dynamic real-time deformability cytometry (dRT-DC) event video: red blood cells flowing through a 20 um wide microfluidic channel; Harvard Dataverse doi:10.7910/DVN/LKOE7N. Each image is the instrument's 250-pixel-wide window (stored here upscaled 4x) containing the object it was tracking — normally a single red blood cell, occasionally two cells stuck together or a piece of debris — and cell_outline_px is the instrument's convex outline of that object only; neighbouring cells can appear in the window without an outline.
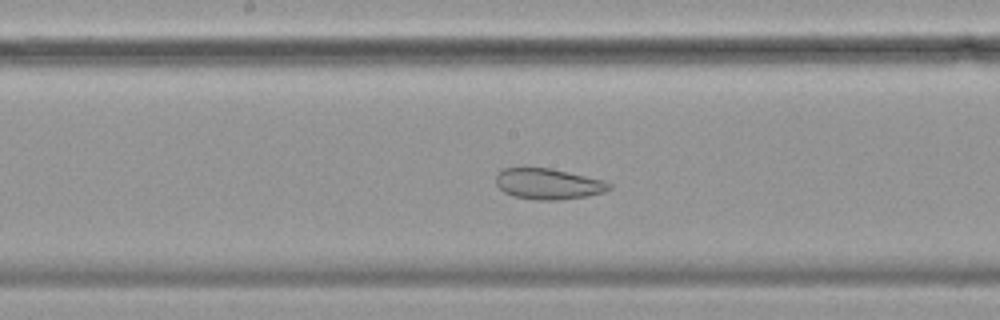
{"species": "common noctule bat (a hibernating species)", "species_latin": "Nyctalus noctula", "temperature_condition": "cold", "stored_images_in_passage": 57, "camera_frame_rate_fps": 3000, "um_per_image_px": 0.085, "animal": {"sex": "female", "body_mass_g": 19.9}, "frame": {"image": 1, "passage_image": 29, "time_ms": 9.333, "image_size_px": [1000, 320], "cell_outline_px": [[612, 188], [604, 192], [588, 196], [556, 200], [532, 200], [512, 196], [504, 192], [496, 184], [496, 176], [504, 168], [548, 168], [568, 172], [604, 180], [612, 184]], "centroid_in_image_um": [46.61, 15.65], "position_along_channel_um": 201.6, "area_um2": 20.35}}
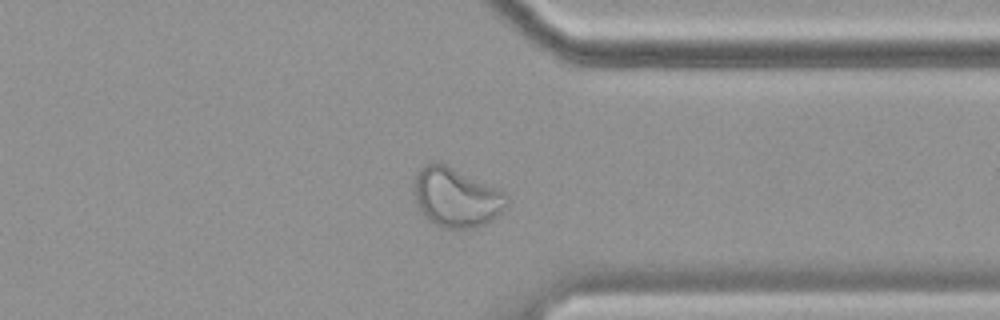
{"frame": {"image": 2, "passage_image": 44, "time_ms": 14.333, "image_size_px": [1000, 320], "cell_outline_px": [[508, 204], [492, 220], [476, 228], [444, 228], [428, 220], [416, 204], [412, 192], [412, 180], [420, 168], [424, 164], [436, 160], [500, 188], [508, 196]], "centroid_in_image_um": [38.74, 16.75], "position_along_channel_um": 372.7, "area_um2": 32.66}}